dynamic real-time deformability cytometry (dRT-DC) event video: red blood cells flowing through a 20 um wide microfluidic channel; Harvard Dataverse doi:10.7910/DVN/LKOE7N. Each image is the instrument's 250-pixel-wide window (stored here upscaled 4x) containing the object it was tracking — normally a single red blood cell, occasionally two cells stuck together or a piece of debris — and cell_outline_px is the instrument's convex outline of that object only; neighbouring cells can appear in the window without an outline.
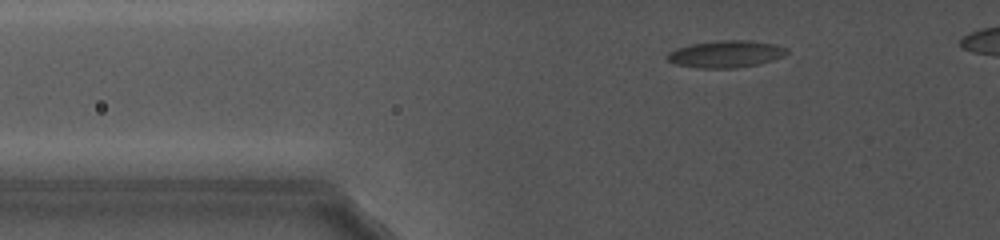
{"species": "common noctule bat (a hibernating species)", "species_latin": "Nyctalus noctula", "temperature_condition": "cold", "stored_images_in_passage": 29, "camera_frame_rate_fps": 5000, "um_per_image_px": 0.085, "animal": {"sex": "female", "body_mass_g": 19.0, "forearm_length_mm": 56.7}, "frame": {"image": 1, "passage_image": 4, "time_ms": 2.2, "image_size_px": [1000, 240], "cell_outline_px": [[788, 52], [784, 56], [760, 64], [736, 68], [700, 68], [676, 64], [668, 60], [664, 56], [668, 52], [676, 48], [692, 44], [720, 40], [748, 40], [772, 44], [788, 48]], "centroid_in_image_um": [61.69, 4.6], "position_along_channel_um": 64.1, "area_um2": 18.84}}
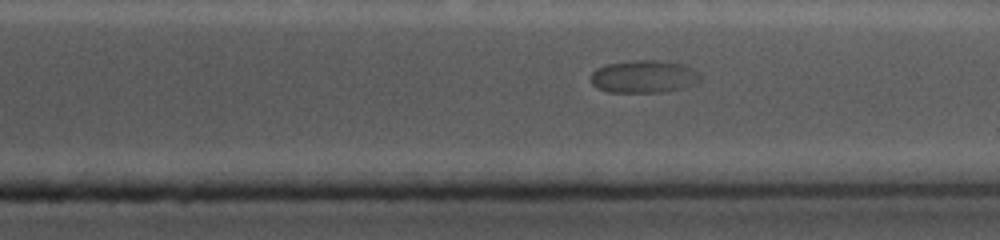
{"frame": {"image": 2, "passage_image": 23, "time_ms": 11.0, "image_size_px": [1000, 240], "cell_outline_px": [[700, 80], [684, 88], [660, 92], [608, 92], [596, 88], [592, 84], [592, 72], [596, 68], [608, 64], [636, 60], [656, 60], [684, 64], [692, 68], [700, 76]], "centroid_in_image_um": [54.71, 6.51], "position_along_channel_um": 356.7, "area_um2": 20.69}}
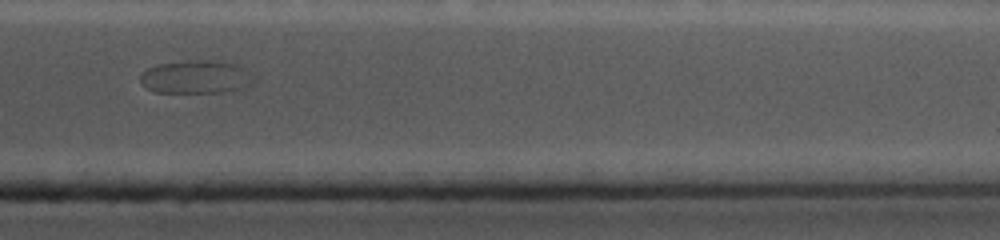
{"frame": {"image": 3, "passage_image": 26, "time_ms": 12.0, "image_size_px": [1000, 240], "cell_outline_px": [[252, 80], [248, 84], [224, 92], [156, 92], [148, 88], [140, 80], [140, 76], [148, 68], [156, 64], [188, 60], [212, 60], [236, 64], [244, 68]], "centroid_in_image_um": [16.58, 6.52], "position_along_channel_um": 394.8, "area_um2": 21.33}, "authors_computed_cell_mechanics": {"area_um2": 18.785, "velocity_mm_per_s": 3.7429, "shape_relaxation_time_tau1_ms": 5.722, "shape_relaxation_time_tau2_ms": null, "deformation_change_tau1": 0.1404, "deformation_change_tau2": null}}